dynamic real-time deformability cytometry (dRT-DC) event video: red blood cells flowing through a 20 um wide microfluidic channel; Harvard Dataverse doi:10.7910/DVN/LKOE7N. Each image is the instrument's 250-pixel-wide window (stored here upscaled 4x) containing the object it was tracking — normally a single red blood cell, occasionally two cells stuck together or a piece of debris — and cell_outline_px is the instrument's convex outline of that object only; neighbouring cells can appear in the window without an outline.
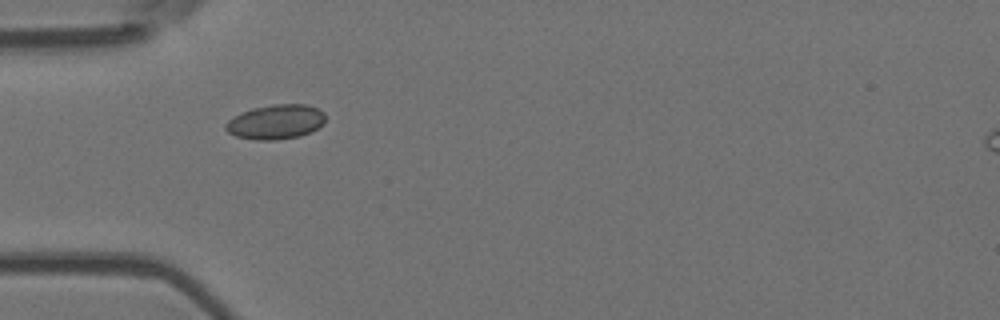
{"species": "Egyptian fruit bat (a non-hibernating species)", "species_latin": "Rousettus aegyptiacus", "temperature_condition": "room temperature", "stored_images_in_passage": 5, "camera_frame_rate_fps": 3000, "um_per_image_px": 0.085, "animal": {"sex": "female"}, "frame": {"image": 1, "passage_image": 4, "time_ms": 1.0, "image_size_px": [1000, 320], "cell_outline_px": [[324, 124], [300, 136], [272, 140], [256, 140], [236, 136], [228, 132], [224, 128], [224, 124], [228, 120], [240, 112], [252, 108], [272, 104], [308, 104], [324, 112]], "centroid_in_image_um": [23.4, 10.35], "position_along_channel_um": 61.6, "area_um2": 20.11}}
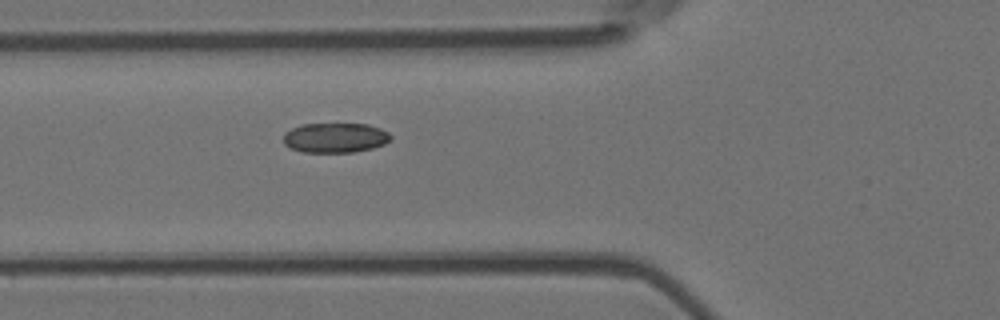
{"frame": {"image": 2, "passage_image": 5, "time_ms": 1.333, "image_size_px": [1000, 320], "cell_outline_px": [[392, 140], [384, 144], [372, 148], [352, 152], [304, 152], [292, 148], [284, 144], [284, 132], [300, 124], [368, 124], [380, 128], [388, 132], [392, 136]], "centroid_in_image_um": [28.51, 11.7], "position_along_channel_um": 97.3, "area_um2": 18.67}}